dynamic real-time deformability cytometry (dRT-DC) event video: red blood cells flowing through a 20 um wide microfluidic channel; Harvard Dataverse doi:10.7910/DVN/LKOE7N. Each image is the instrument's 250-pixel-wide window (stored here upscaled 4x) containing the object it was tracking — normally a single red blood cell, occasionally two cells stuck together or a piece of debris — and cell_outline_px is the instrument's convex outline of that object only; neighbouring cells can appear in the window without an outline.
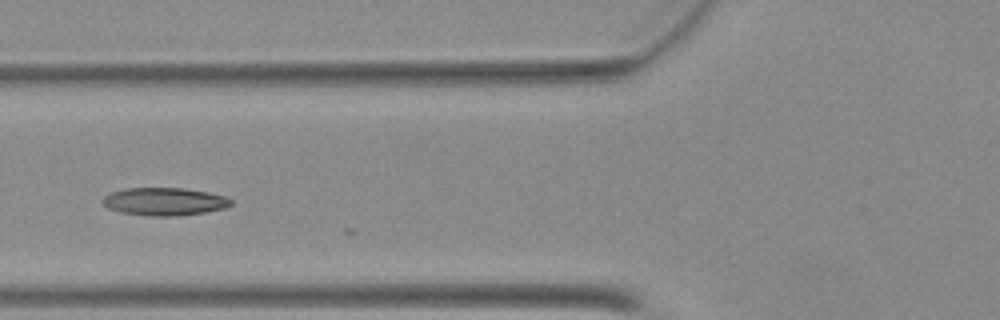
{"species": "Egyptian fruit bat (a non-hibernating species)", "species_latin": "Rousettus aegyptiacus", "temperature_condition": "warm", "stored_images_in_passage": 16, "camera_frame_rate_fps": 3000, "um_per_image_px": 0.085, "animal": {"sex": "female"}, "frame": {"image": 1, "passage_image": 15, "time_ms": 4.667, "image_size_px": [1000, 320], "cell_outline_px": [[232, 204], [224, 208], [204, 212], [176, 216], [148, 216], [120, 212], [108, 208], [104, 204], [104, 196], [112, 192], [124, 188], [184, 188], [208, 192], [224, 196], [232, 200]], "centroid_in_image_um": [13.97, 17.13], "position_along_channel_um": 111.8, "area_um2": 20.69}}